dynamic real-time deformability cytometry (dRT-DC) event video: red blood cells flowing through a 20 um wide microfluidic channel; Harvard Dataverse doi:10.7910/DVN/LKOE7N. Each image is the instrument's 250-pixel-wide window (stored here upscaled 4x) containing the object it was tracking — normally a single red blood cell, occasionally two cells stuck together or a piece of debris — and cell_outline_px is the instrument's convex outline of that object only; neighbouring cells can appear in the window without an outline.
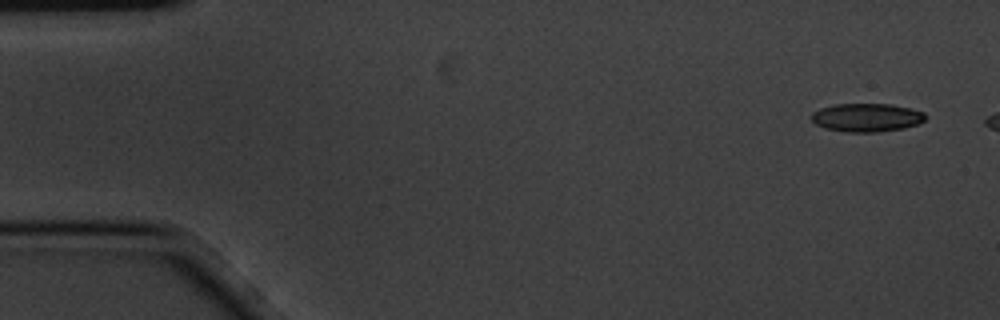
{"species": "common noctule bat (a hibernating species)", "species_latin": "Nyctalus noctula", "temperature_condition": "cold", "stored_images_in_passage": 9, "camera_frame_rate_fps": 3000, "um_per_image_px": 0.085, "animal": {"sex": "male", "body_mass_g": 20.1, "forearm_length_mm": 53.5}, "frame": {"image": 1, "passage_image": 1, "time_ms": 0.0, "image_size_px": [1000, 320], "cell_outline_px": [[928, 116], [924, 120], [916, 124], [904, 128], [876, 132], [844, 132], [824, 128], [816, 124], [812, 120], [812, 112], [820, 108], [836, 104], [892, 104], [924, 112]], "centroid_in_image_um": [73.66, 9.99], "position_along_channel_um": 11.3, "area_um2": 18.84}}
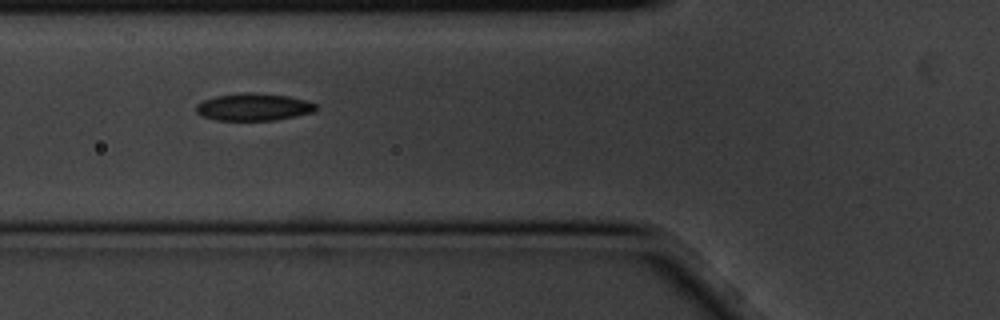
{"frame": {"image": 2, "passage_image": 7, "time_ms": 2.0, "image_size_px": [1000, 320], "cell_outline_px": [[320, 108], [312, 112], [276, 120], [216, 120], [204, 116], [196, 112], [196, 104], [204, 100], [216, 96], [244, 92], [256, 92], [288, 96], [308, 100], [316, 104]], "centroid_in_image_um": [21.59, 9.08], "position_along_channel_um": 104.2, "area_um2": 19.13}}
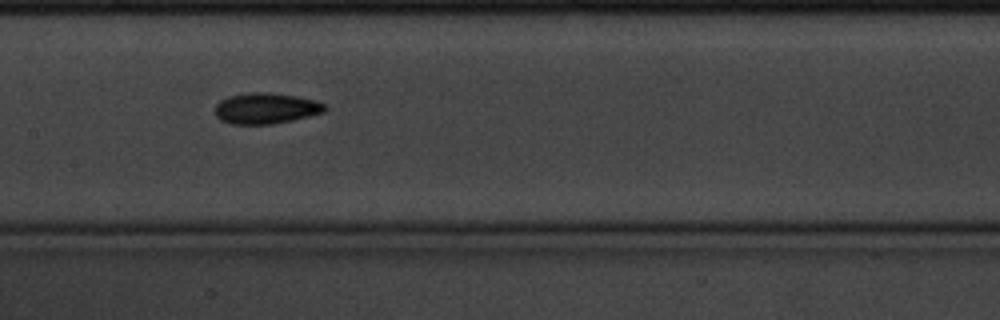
{"frame": {"image": 3, "passage_image": 9, "time_ms": 2.667, "image_size_px": [1000, 320], "cell_outline_px": [[328, 108], [324, 112], [292, 120], [272, 124], [232, 124], [220, 120], [216, 116], [216, 104], [220, 100], [228, 96], [252, 92], [268, 92], [296, 96], [316, 100], [324, 104]], "centroid_in_image_um": [22.6, 9.2], "position_along_channel_um": 184.8, "area_um2": 19.77}}